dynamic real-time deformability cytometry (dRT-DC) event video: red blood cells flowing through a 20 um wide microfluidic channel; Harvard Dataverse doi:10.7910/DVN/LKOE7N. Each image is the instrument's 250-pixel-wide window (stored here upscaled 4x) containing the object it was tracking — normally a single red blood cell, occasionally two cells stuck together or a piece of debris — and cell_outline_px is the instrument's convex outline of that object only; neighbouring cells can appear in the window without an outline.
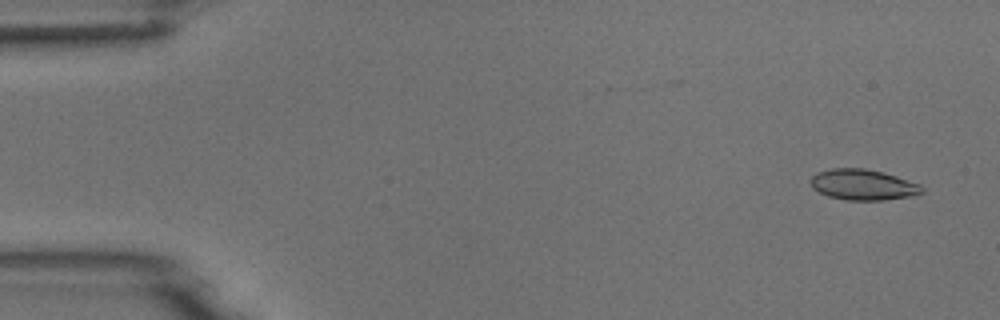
{"species": "common noctule bat (a hibernating species)", "species_latin": "Nyctalus noctula", "temperature_condition": "room temperature", "stored_images_in_passage": 5, "camera_frame_rate_fps": 3000, "um_per_image_px": 0.085, "animal": {"sex": "male", "body_mass_g": 18.8}, "frame": {"image": 1, "passage_image": 1, "time_ms": 0.0, "image_size_px": [1000, 320], "cell_outline_px": [[924, 192], [912, 196], [884, 200], [844, 200], [828, 196], [812, 188], [812, 176], [816, 172], [832, 168], [864, 168], [884, 172], [920, 184], [924, 188]], "centroid_in_image_um": [73.38, 15.7], "position_along_channel_um": 11.6, "area_um2": 20.0}}
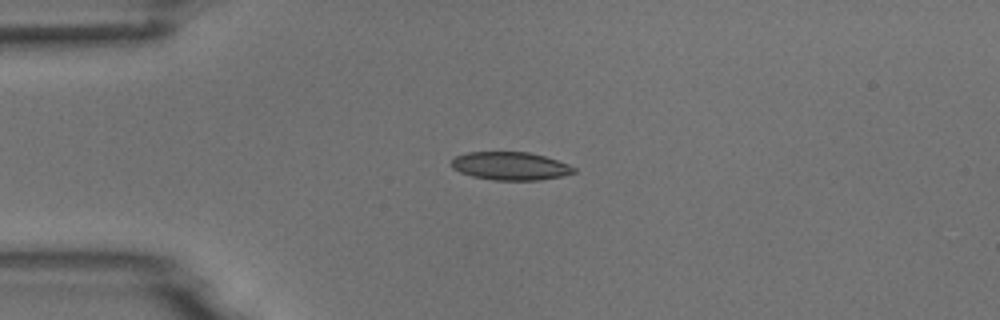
{"frame": {"image": 2, "passage_image": 4, "time_ms": 3.333, "image_size_px": [1000, 320], "cell_outline_px": [[576, 172], [560, 176], [540, 180], [492, 180], [472, 176], [460, 172], [452, 168], [452, 160], [456, 156], [468, 152], [528, 152], [544, 156], [568, 164], [576, 168]], "centroid_in_image_um": [43.37, 14.11], "position_along_channel_um": 41.6, "area_um2": 19.94}}